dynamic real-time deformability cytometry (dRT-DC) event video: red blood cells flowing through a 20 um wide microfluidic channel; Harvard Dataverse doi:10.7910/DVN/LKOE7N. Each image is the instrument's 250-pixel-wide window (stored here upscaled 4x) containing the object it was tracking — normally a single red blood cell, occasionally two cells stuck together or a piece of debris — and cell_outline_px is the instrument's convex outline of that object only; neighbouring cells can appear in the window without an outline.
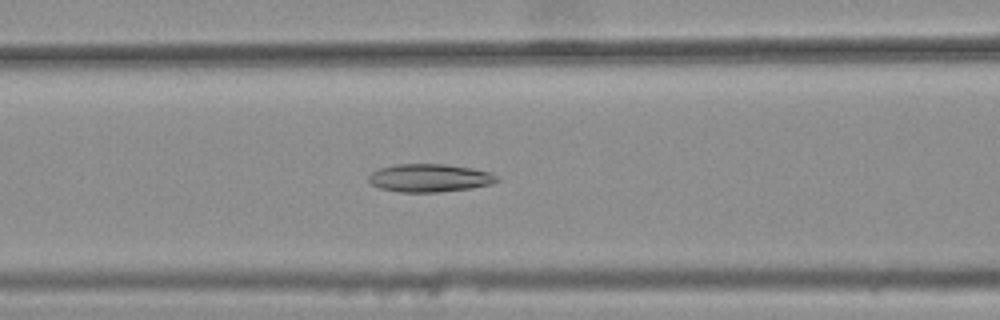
{"species": "common noctule bat (a hibernating species)", "species_latin": "Nyctalus noctula", "temperature_condition": "warm", "stored_images_in_passage": 30, "camera_frame_rate_fps": 3000, "um_per_image_px": 0.085, "animal": {"sex": "female", "body_mass_g": 25.1}, "frame": {"image": 1, "passage_image": 7, "time_ms": 2.0, "image_size_px": [1000, 320], "cell_outline_px": [[500, 180], [492, 184], [468, 188], [440, 192], [400, 192], [380, 188], [372, 184], [368, 180], [368, 176], [372, 172], [380, 168], [396, 164], [444, 164], [472, 168], [492, 172]], "centroid_in_image_um": [36.52, 15.12], "position_along_channel_um": 130.1, "area_um2": 20.92}}
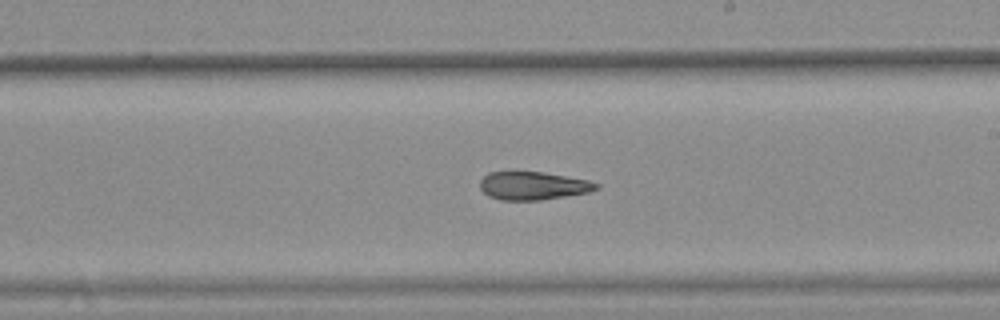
{"frame": {"image": 2, "passage_image": 16, "time_ms": 5.0, "image_size_px": [1000, 320], "cell_outline_px": [[600, 188], [588, 192], [540, 200], [500, 200], [488, 196], [480, 188], [480, 180], [488, 172], [544, 172], [588, 180], [600, 184]], "centroid_in_image_um": [45.3, 15.79], "position_along_channel_um": 243.7, "area_um2": 19.02}}
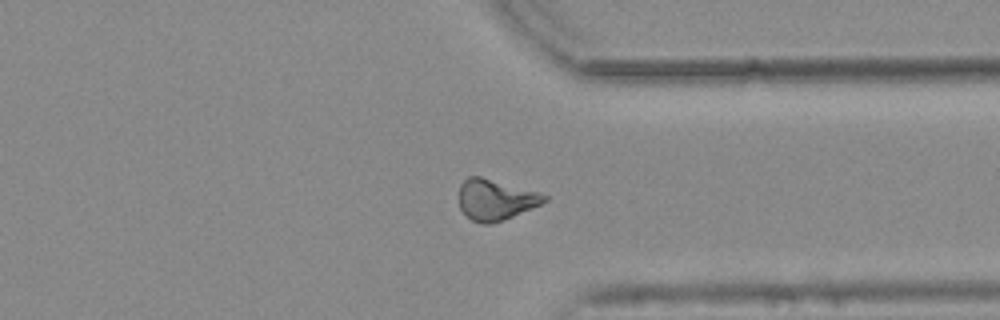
{"frame": {"image": 3, "passage_image": 26, "time_ms": 8.333, "image_size_px": [1000, 320], "cell_outline_px": [[548, 200], [532, 208], [512, 216], [488, 224], [480, 224], [472, 220], [460, 208], [460, 184], [468, 176], [480, 176], [536, 192], [548, 196]], "centroid_in_image_um": [42.09, 16.97], "position_along_channel_um": 369.3, "area_um2": 19.77}, "authors_computed_cell_mechanics": {"area_um2": 19.9699, "velocity_mm_per_s": 3.8026, "shape_relaxation_time_tau1_ms": null, "shape_relaxation_time_tau2_ms": 2.1721, "deformation_change_tau1": null, "deformation_change_tau2": 0.1022}}